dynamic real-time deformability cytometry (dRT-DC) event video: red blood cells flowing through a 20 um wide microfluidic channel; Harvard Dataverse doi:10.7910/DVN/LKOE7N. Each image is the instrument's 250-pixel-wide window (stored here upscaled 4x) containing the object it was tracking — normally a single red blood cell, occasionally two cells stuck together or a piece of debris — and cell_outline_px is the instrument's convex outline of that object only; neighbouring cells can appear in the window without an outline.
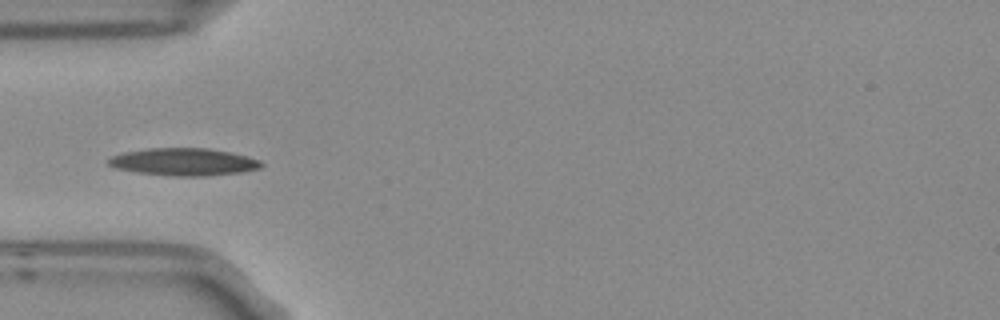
{"species": "Egyptian fruit bat (a non-hibernating species)", "species_latin": "Rousettus aegyptiacus", "temperature_condition": "room temperature", "stored_images_in_passage": 7, "camera_frame_rate_fps": 3000, "um_per_image_px": 0.085, "frame": {"image": 1, "passage_image": 5, "time_ms": 1.333, "image_size_px": [1000, 320], "cell_outline_px": [[264, 164], [260, 168], [240, 172], [208, 176], [172, 176], [136, 172], [116, 168], [108, 164], [108, 160], [112, 156], [124, 152], [148, 148], [208, 148], [248, 156], [260, 160]], "centroid_in_image_um": [15.63, 13.76], "position_along_channel_um": 69.4, "area_um2": 24.39}}